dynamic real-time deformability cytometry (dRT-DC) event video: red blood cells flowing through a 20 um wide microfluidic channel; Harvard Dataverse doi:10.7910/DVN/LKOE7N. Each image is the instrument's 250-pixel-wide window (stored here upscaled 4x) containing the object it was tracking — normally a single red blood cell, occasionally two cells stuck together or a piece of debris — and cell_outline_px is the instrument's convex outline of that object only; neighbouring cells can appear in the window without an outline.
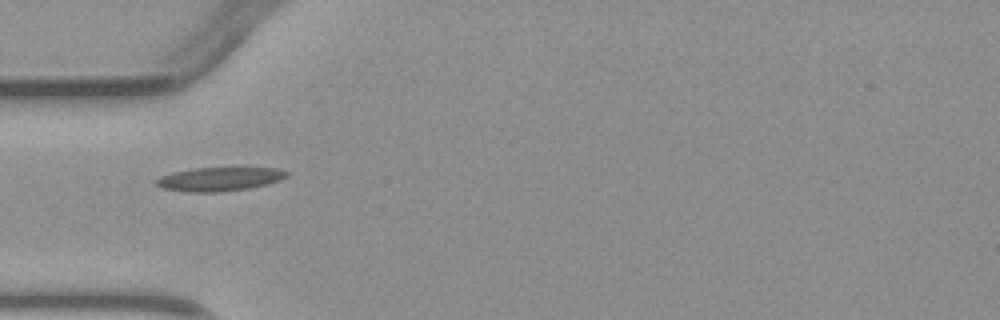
{"species": "common noctule bat (a hibernating species)", "species_latin": "Nyctalus noctula", "temperature_condition": "warm", "stored_images_in_passage": 3, "camera_frame_rate_fps": 3000, "um_per_image_px": 0.085, "animal": {"sex": "male", "body_mass_g": 23.1, "forearm_length_mm": 52.7}, "frame": {"image": 1, "passage_image": 2, "time_ms": 1.333, "image_size_px": [1000, 320], "cell_outline_px": [[288, 176], [280, 180], [268, 184], [248, 188], [220, 192], [188, 192], [164, 188], [152, 184], [152, 180], [160, 176], [172, 172], [196, 168], [276, 168], [288, 172]], "centroid_in_image_um": [18.59, 15.22], "position_along_channel_um": 66.4, "area_um2": 18.15}}
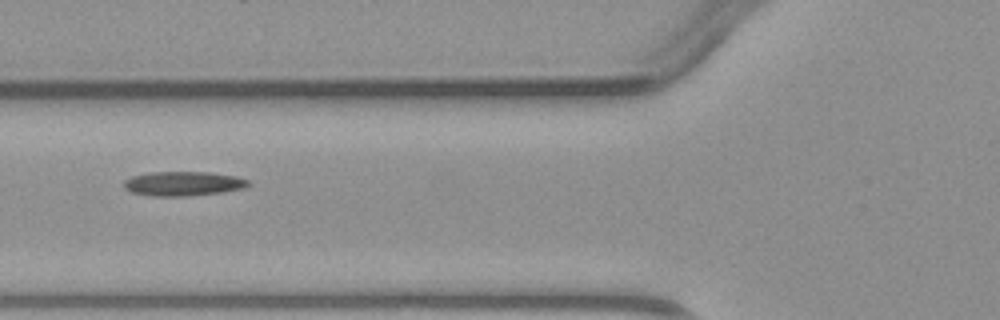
{"frame": {"image": 2, "passage_image": 3, "time_ms": 2.333, "image_size_px": [1000, 320], "cell_outline_px": [[252, 184], [244, 188], [224, 192], [188, 196], [148, 196], [132, 192], [124, 188], [124, 180], [132, 176], [148, 172], [208, 172], [236, 176], [248, 180]], "centroid_in_image_um": [15.58, 15.61], "position_along_channel_um": 110.2, "area_um2": 17.86}}